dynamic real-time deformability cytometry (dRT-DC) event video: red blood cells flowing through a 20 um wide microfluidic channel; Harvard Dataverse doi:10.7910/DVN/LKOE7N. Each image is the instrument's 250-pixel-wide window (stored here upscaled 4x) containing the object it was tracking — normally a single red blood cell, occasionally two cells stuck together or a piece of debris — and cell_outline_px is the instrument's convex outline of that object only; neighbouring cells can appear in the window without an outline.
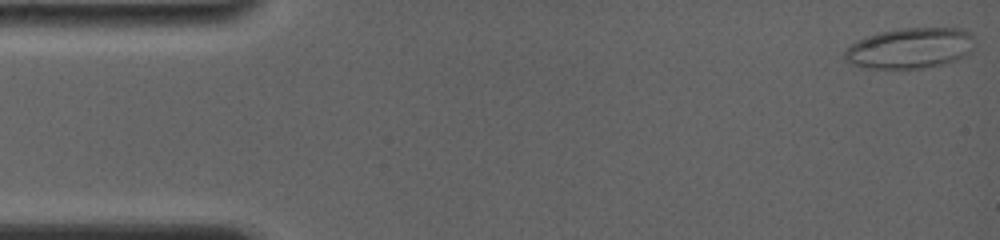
{"species": "common noctule bat (a hibernating species)", "species_latin": "Nyctalus noctula", "temperature_condition": "room temperature", "stored_images_in_passage": 7, "camera_frame_rate_fps": 4000, "um_per_image_px": 0.085, "animal": {"sex": "female", "body_mass_g": 19.0, "forearm_length_mm": 56.7}, "frame": {"image": 1, "passage_image": 1, "time_ms": 0.0, "image_size_px": [1000, 240], "cell_outline_px": [[976, 48], [972, 52], [956, 60], [944, 64], [924, 68], [860, 68], [848, 64], [844, 56], [844, 52], [856, 40], [880, 32], [900, 28], [964, 28], [972, 32]], "centroid_in_image_um": [77.4, 4.09], "position_along_channel_um": 7.6, "area_um2": 31.33}}
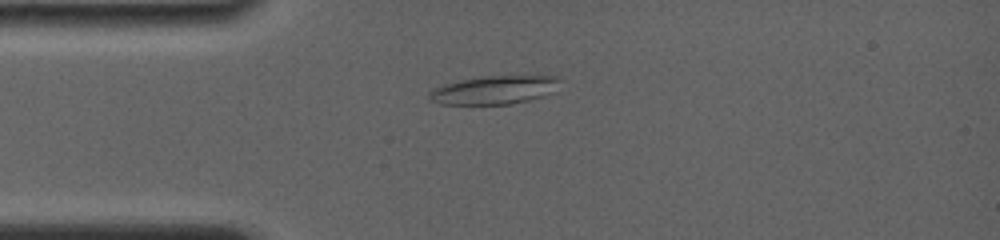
{"frame": {"image": 2, "passage_image": 6, "time_ms": 3.75, "image_size_px": [1000, 240], "cell_outline_px": [[560, 80], [552, 92], [544, 96], [512, 104], [440, 104], [428, 100], [428, 92], [432, 88], [444, 84], [460, 80], [480, 76], [560, 76]], "centroid_in_image_um": [41.95, 7.65], "position_along_channel_um": 43.0, "area_um2": 21.73}}